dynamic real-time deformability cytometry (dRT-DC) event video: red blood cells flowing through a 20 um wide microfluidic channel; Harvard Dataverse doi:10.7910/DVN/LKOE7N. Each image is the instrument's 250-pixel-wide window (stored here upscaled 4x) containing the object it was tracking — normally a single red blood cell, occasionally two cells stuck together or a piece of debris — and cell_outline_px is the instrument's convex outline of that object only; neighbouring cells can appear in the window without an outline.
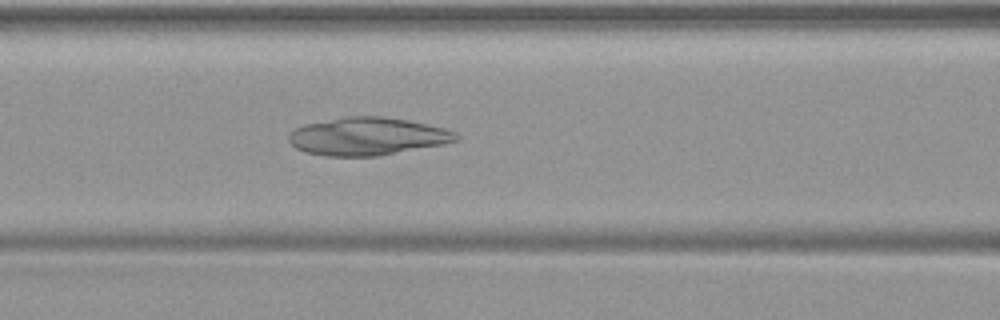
{"species": "common noctule bat (a hibernating species)", "species_latin": "Nyctalus noctula", "temperature_condition": "warm", "stored_images_in_passage": 49, "camera_frame_rate_fps": 3000, "um_per_image_px": 0.085, "animal": {"sex": "female", "body_mass_g": 19.9}, "frame": {"image": 1, "passage_image": 21, "time_ms": 6.667, "image_size_px": [1000, 320], "cell_outline_px": [[460, 136], [456, 140], [444, 144], [376, 156], [324, 156], [304, 152], [296, 148], [288, 140], [288, 136], [292, 128], [304, 124], [348, 116], [384, 116], [408, 120], [448, 128], [456, 132]], "centroid_in_image_um": [31.22, 11.58], "position_along_channel_um": 135.4, "area_um2": 37.11}}
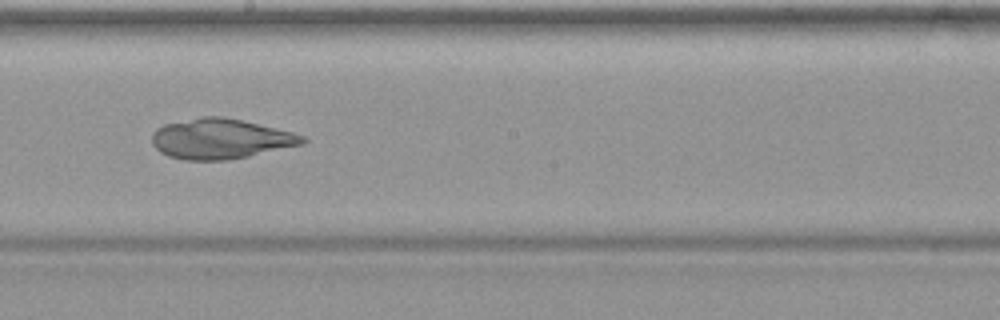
{"frame": {"image": 2, "passage_image": 28, "time_ms": 9.0, "image_size_px": [1000, 320], "cell_outline_px": [[308, 140], [304, 144], [248, 156], [228, 160], [184, 160], [168, 156], [160, 152], [152, 144], [152, 132], [156, 128], [164, 124], [204, 116], [220, 116], [244, 120], [292, 132], [304, 136]], "centroid_in_image_um": [18.74, 11.8], "position_along_channel_um": 229.5, "area_um2": 35.32}}
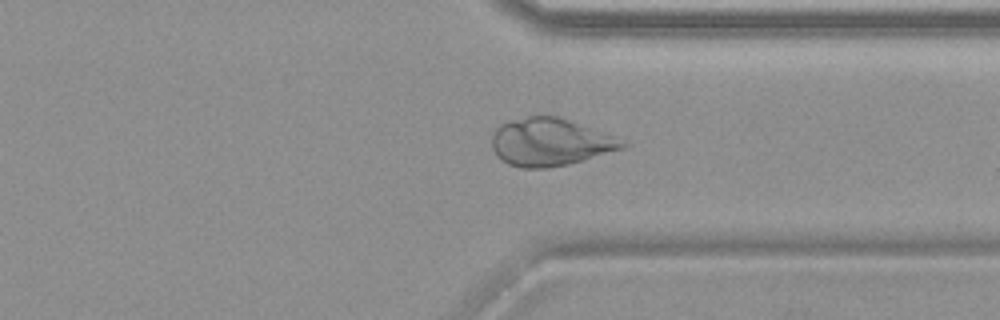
{"frame": {"image": 3, "passage_image": 38, "time_ms": 12.333, "image_size_px": [1000, 320], "cell_outline_px": [[628, 144], [624, 148], [568, 164], [548, 168], [520, 168], [508, 164], [500, 160], [496, 156], [492, 148], [492, 136], [496, 128], [500, 124], [512, 120], [528, 116], [556, 116], [568, 120], [612, 136]], "centroid_in_image_um": [46.68, 12.1], "position_along_channel_um": 364.7, "area_um2": 35.78}}